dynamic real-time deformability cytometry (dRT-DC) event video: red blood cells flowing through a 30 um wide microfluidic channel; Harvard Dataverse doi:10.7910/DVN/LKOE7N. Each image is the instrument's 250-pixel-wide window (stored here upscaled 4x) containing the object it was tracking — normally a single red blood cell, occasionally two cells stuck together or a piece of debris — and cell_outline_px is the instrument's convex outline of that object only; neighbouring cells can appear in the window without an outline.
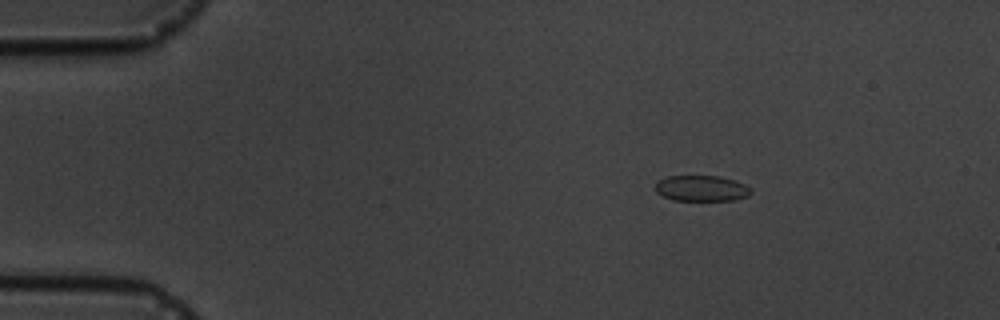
{"species": "common noctule bat (a hibernating species)", "species_latin": "Nyctalus noctula", "temperature_condition": "cold", "stored_images_in_passage": 4, "camera_frame_rate_fps": 3000, "um_per_image_px": 0.085, "animal": {"sex": "male", "body_mass_g": 19.5, "forearm_length_mm": 54.6}, "frame": {"image": 1, "passage_image": 2, "time_ms": 1.333, "image_size_px": [1000, 320], "cell_outline_px": [[752, 192], [748, 196], [736, 200], [672, 200], [656, 192], [656, 180], [668, 176], [720, 176], [736, 180], [752, 188]], "centroid_in_image_um": [59.65, 16.0], "position_along_channel_um": 25.3, "area_um2": 14.51}}